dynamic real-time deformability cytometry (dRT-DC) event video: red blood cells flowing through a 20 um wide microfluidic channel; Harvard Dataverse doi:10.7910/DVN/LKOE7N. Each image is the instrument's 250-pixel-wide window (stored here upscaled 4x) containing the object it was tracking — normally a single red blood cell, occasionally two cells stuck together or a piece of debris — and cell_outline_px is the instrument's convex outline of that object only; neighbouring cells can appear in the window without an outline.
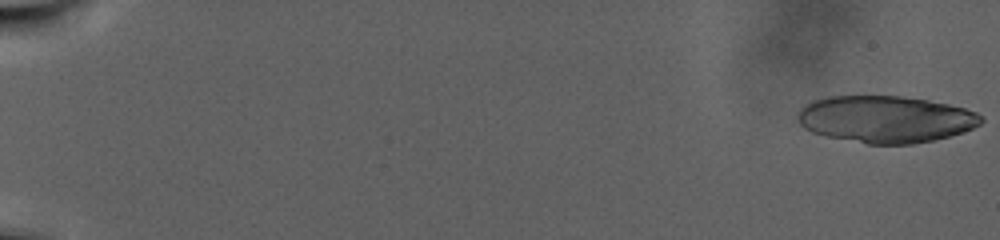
{"species": "human", "species_latin": "Homo sapiens", "temperature_condition": "warm", "stored_images_in_passage": 39, "camera_frame_rate_fps": 3000, "um_per_image_px": 0.085, "donor": {"sex": "male"}, "frame": {"image": 1, "passage_image": 1, "time_ms": 0.0, "image_size_px": [1000, 240], "cell_outline_px": [[984, 120], [980, 124], [972, 128], [948, 136], [932, 140], [912, 144], [868, 144], [828, 136], [812, 132], [804, 128], [800, 124], [796, 116], [800, 108], [812, 100], [832, 96], [900, 96], [928, 100], [948, 104], [964, 108], [976, 112]], "centroid_in_image_um": [75.24, 10.12], "position_along_channel_um": 9.8, "area_um2": 49.88}}
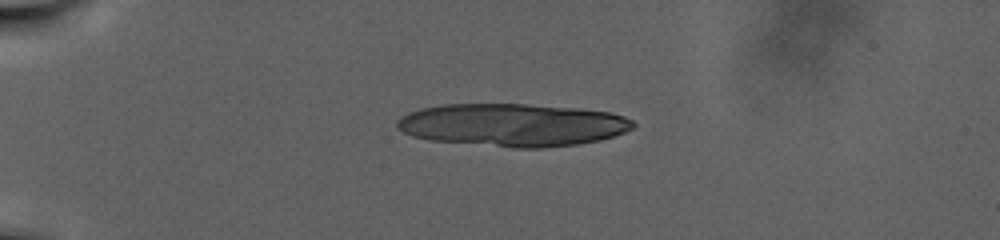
{"frame": {"image": 2, "passage_image": 27, "time_ms": 8.667, "image_size_px": [1000, 240], "cell_outline_px": [[636, 124], [632, 128], [624, 132], [600, 140], [576, 144], [544, 148], [512, 148], [432, 140], [412, 136], [404, 132], [396, 124], [396, 120], [408, 112], [424, 108], [444, 104], [524, 104], [576, 108], [608, 112], [624, 116], [632, 120]], "centroid_in_image_um": [43.58, 10.62], "position_along_channel_um": 41.4, "area_um2": 58.67}}